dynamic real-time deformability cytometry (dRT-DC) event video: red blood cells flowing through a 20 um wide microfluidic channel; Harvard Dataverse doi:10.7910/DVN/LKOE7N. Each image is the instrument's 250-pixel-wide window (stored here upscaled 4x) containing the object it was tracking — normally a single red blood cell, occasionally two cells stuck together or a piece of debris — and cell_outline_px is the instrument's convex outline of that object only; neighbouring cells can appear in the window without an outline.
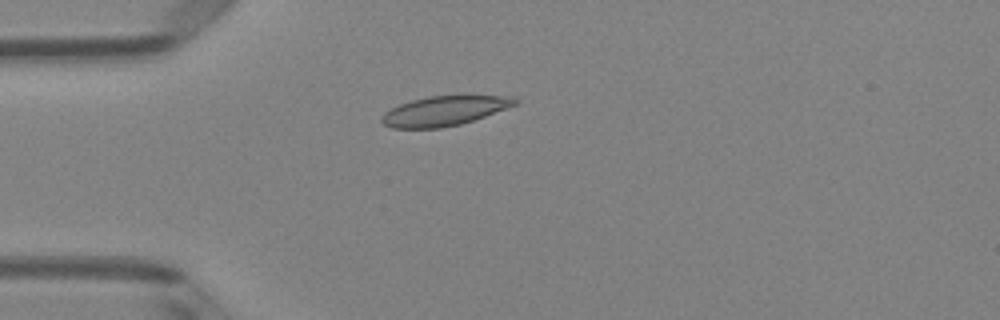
{"species": "Egyptian fruit bat (a non-hibernating species)", "species_latin": "Rousettus aegyptiacus", "temperature_condition": "room temperature", "stored_images_in_passage": 4, "camera_frame_rate_fps": 3000, "um_per_image_px": 0.085, "animal": {"sex": "female"}, "frame": {"image": 1, "passage_image": 4, "time_ms": 1.0, "image_size_px": [1000, 320], "cell_outline_px": [[520, 100], [516, 104], [508, 108], [460, 124], [440, 128], [392, 128], [384, 124], [380, 120], [384, 112], [400, 104], [412, 100], [428, 96], [460, 92], [512, 96]], "centroid_in_image_um": [37.86, 9.35], "position_along_channel_um": 47.1, "area_um2": 23.99}}